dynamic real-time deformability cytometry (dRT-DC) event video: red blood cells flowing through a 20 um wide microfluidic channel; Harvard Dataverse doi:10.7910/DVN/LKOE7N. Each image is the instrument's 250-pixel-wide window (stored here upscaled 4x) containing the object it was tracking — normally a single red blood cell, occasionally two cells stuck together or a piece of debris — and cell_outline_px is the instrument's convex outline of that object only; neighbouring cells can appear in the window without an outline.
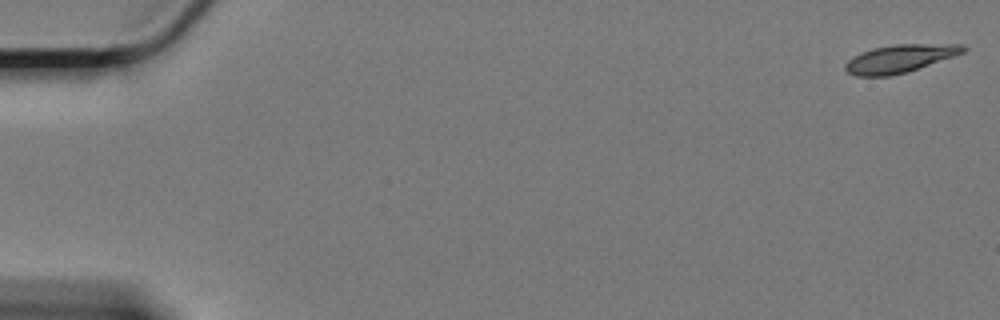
{"species": "Egyptian fruit bat (a non-hibernating species)", "species_latin": "Rousettus aegyptiacus", "temperature_condition": "cold", "stored_images_in_passage": 9, "camera_frame_rate_fps": 3000, "um_per_image_px": 0.085, "animal": {"sex": "female"}, "frame": {"image": 1, "passage_image": 1, "time_ms": 0.0, "image_size_px": [1000, 320], "cell_outline_px": [[968, 48], [964, 52], [908, 72], [888, 76], [856, 76], [848, 72], [844, 68], [844, 64], [852, 56], [872, 48], [896, 44], [964, 44]], "centroid_in_image_um": [76.47, 4.98], "position_along_channel_um": 8.5, "area_um2": 19.19}}